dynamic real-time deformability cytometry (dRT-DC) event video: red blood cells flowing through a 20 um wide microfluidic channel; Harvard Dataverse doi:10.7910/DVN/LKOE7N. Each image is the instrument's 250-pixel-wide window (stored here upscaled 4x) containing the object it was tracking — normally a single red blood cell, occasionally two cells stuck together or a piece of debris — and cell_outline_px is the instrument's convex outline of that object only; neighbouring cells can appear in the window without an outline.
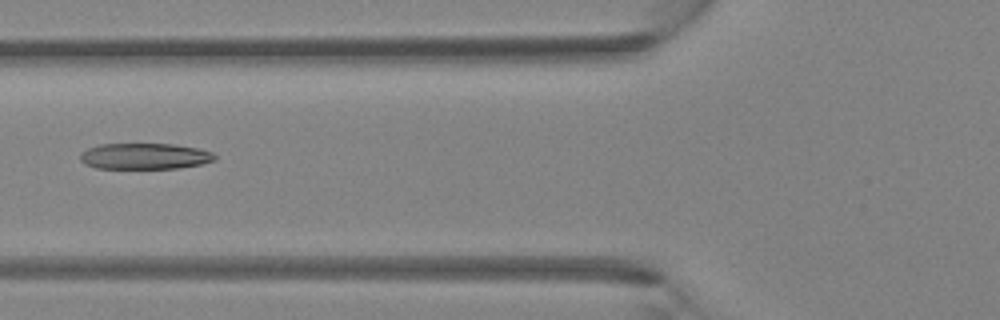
{"species": "Egyptian fruit bat (a non-hibernating species)", "species_latin": "Rousettus aegyptiacus", "temperature_condition": "room temperature", "stored_images_in_passage": 5, "camera_frame_rate_fps": 3000, "um_per_image_px": 0.085, "animal": {"sex": "female"}, "frame": {"image": 1, "passage_image": 4, "time_ms": 1.0, "image_size_px": [1000, 320], "cell_outline_px": [[216, 160], [200, 164], [176, 168], [96, 168], [84, 164], [80, 160], [80, 152], [88, 148], [100, 144], [172, 144], [196, 148], [212, 152], [216, 156]], "centroid_in_image_um": [12.26, 13.27], "position_along_channel_um": 113.5, "area_um2": 20.35}}
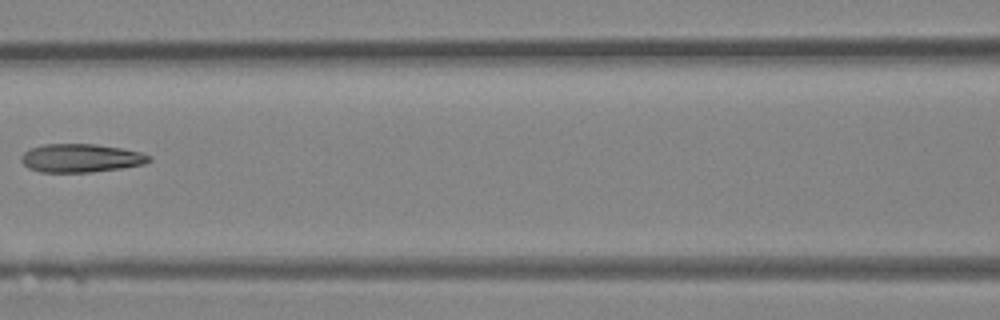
{"frame": {"image": 2, "passage_image": 5, "time_ms": 1.333, "image_size_px": [1000, 320], "cell_outline_px": [[152, 160], [144, 164], [120, 168], [92, 172], [40, 172], [28, 168], [20, 160], [20, 156], [24, 152], [32, 148], [44, 144], [96, 144], [120, 148], [140, 152], [152, 156]], "centroid_in_image_um": [6.87, 13.44], "position_along_channel_um": 159.7, "area_um2": 21.15}}